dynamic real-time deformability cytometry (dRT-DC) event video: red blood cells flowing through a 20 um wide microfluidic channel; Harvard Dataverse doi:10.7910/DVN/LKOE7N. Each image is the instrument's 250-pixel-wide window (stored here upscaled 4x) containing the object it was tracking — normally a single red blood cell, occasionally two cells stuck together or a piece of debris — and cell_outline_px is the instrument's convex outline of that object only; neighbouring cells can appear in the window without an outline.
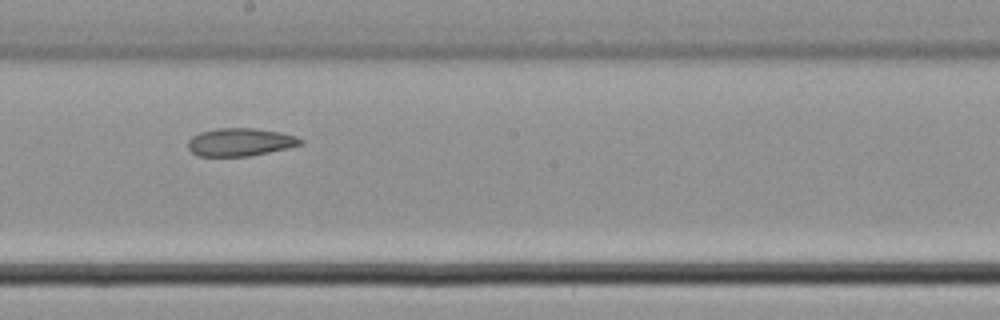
{"species": "common noctule bat (a hibernating species)", "species_latin": "Nyctalus noctula", "temperature_condition": "cold", "stored_images_in_passage": 9, "camera_frame_rate_fps": 3000, "um_per_image_px": 0.085, "animal": {"sex": "male", "body_mass_g": 21.5, "forearm_length_mm": 52.0}, "frame": {"image": 1, "passage_image": 9, "time_ms": 2.667, "image_size_px": [1000, 320], "cell_outline_px": [[304, 144], [288, 148], [248, 156], [196, 156], [188, 148], [188, 140], [192, 136], [200, 132], [216, 128], [252, 128], [280, 132], [296, 136], [304, 140]], "centroid_in_image_um": [20.42, 12.07], "position_along_channel_um": 227.8, "area_um2": 18.38}}